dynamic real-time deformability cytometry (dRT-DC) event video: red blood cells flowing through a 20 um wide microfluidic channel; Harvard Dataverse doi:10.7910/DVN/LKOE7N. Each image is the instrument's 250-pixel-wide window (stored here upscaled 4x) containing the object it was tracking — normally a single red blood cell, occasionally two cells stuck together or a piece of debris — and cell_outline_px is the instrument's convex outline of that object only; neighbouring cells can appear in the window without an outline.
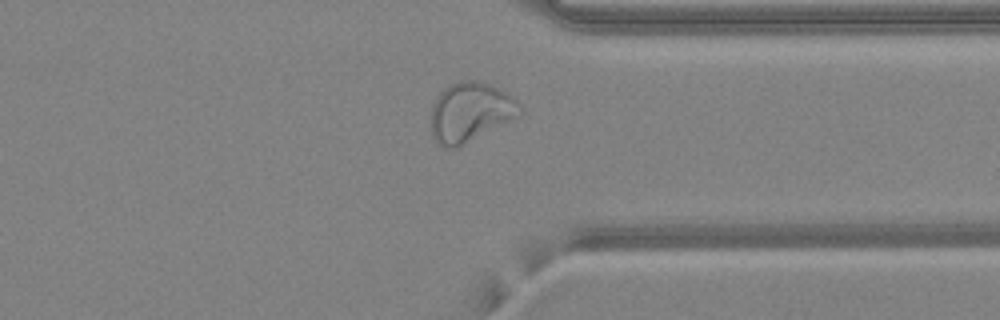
{"species": "common noctule bat (a hibernating species)", "species_latin": "Nyctalus noctula", "temperature_condition": "warm", "stored_images_in_passage": 36, "camera_frame_rate_fps": 3000, "um_per_image_px": 0.085, "animal": {"sex": "female", "body_mass_g": 24.6, "forearm_length_mm": 56.2}, "frame": {"image": 1, "passage_image": 25, "time_ms": 8.0, "image_size_px": [1000, 320], "cell_outline_px": [[524, 112], [520, 116], [456, 148], [444, 148], [436, 144], [432, 136], [432, 104], [436, 96], [448, 84], [460, 80], [480, 80], [492, 84], [512, 96], [520, 104]], "centroid_in_image_um": [39.98, 9.51], "position_along_channel_um": 371.4, "area_um2": 31.27}}
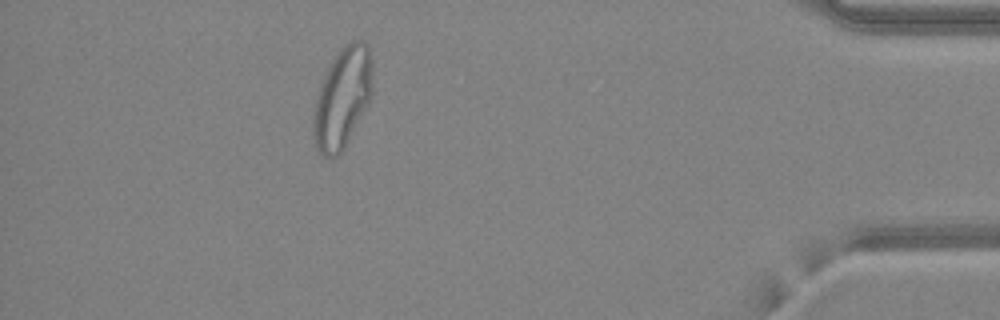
{"frame": {"image": 2, "passage_image": 31, "time_ms": 10.0, "image_size_px": [1000, 320], "cell_outline_px": [[372, 96], [368, 104], [344, 148], [332, 160], [328, 160], [316, 148], [312, 136], [312, 116], [316, 96], [320, 84], [332, 60], [340, 48], [348, 40], [364, 40], [368, 44], [372, 60]], "centroid_in_image_um": [29.09, 8.31], "position_along_channel_um": 406.1, "area_um2": 35.26}, "authors_computed_cell_mechanics": {"area_um2": 28.2931, "velocity_mm_per_s": 4.2217, "shape_relaxation_time_tau1_ms": null, "shape_relaxation_time_tau2_ms": 0.9799, "deformation_change_tau1": null, "deformation_change_tau2": 0.0901}}